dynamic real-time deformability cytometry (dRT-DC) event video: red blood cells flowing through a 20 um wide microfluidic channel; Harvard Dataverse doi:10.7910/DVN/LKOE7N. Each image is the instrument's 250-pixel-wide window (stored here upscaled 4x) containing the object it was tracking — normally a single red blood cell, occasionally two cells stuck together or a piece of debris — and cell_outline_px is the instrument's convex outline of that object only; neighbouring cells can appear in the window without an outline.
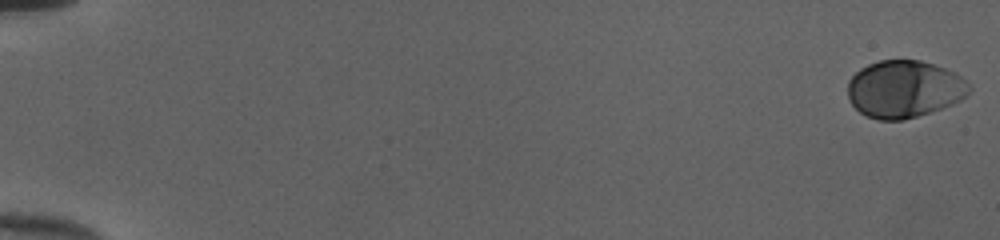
{"species": "human", "species_latin": "Homo sapiens", "temperature_condition": "cold", "stored_images_in_passage": 53, "camera_frame_rate_fps": 3000, "um_per_image_px": 0.085, "donor": {"sex": "female"}, "frame": {"image": 1, "passage_image": 1, "time_ms": 0.0, "image_size_px": [1000, 240], "cell_outline_px": [[972, 88], [960, 100], [952, 104], [916, 116], [900, 120], [880, 120], [868, 116], [860, 112], [852, 104], [848, 96], [848, 80], [860, 68], [868, 64], [880, 60], [920, 60], [944, 68], [960, 76]], "centroid_in_image_um": [76.83, 7.56], "position_along_channel_um": 8.2, "area_um2": 40.11}}
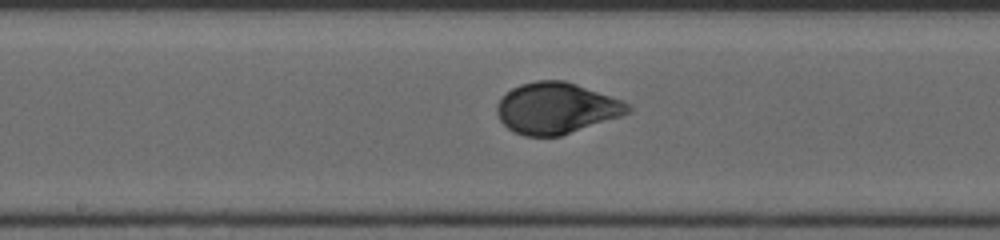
{"frame": {"image": 2, "passage_image": 30, "time_ms": 9.667, "image_size_px": [1000, 240], "cell_outline_px": [[632, 112], [560, 136], [524, 136], [512, 132], [500, 120], [496, 112], [496, 104], [512, 88], [520, 84], [536, 80], [564, 80], [576, 84], [620, 100], [628, 104], [632, 108]], "centroid_in_image_um": [47.25, 9.2], "position_along_channel_um": 200.9, "area_um2": 38.73}}
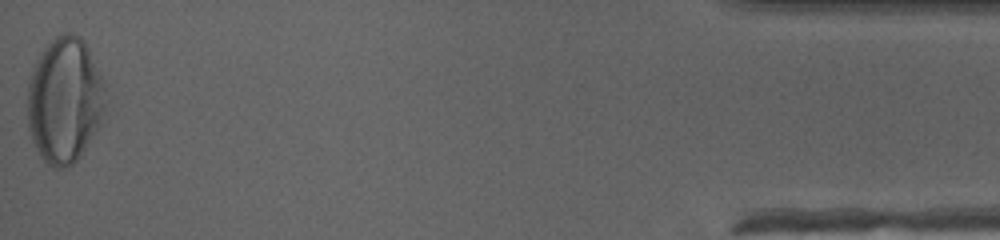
{"frame": {"image": 3, "passage_image": 53, "time_ms": 17.333, "image_size_px": [1000, 240], "cell_outline_px": [[108, 84], [104, 108], [100, 124], [80, 156], [72, 164], [64, 168], [56, 168], [48, 164], [40, 156], [32, 140], [28, 128], [28, 84], [32, 68], [40, 52], [60, 32], [68, 32], [80, 36], [84, 40]], "centroid_in_image_um": [5.52, 8.48], "position_along_channel_um": 429.7, "area_um2": 57.8}, "authors_computed_cell_mechanics": {"area_um2": 39.3618, "velocity_mm_per_s": 3.9999, "shape_relaxation_time_tau1_ms": 4.516, "shape_relaxation_time_tau2_ms": null, "deformation_change_tau1": 0.1875, "deformation_change_tau2": null}}